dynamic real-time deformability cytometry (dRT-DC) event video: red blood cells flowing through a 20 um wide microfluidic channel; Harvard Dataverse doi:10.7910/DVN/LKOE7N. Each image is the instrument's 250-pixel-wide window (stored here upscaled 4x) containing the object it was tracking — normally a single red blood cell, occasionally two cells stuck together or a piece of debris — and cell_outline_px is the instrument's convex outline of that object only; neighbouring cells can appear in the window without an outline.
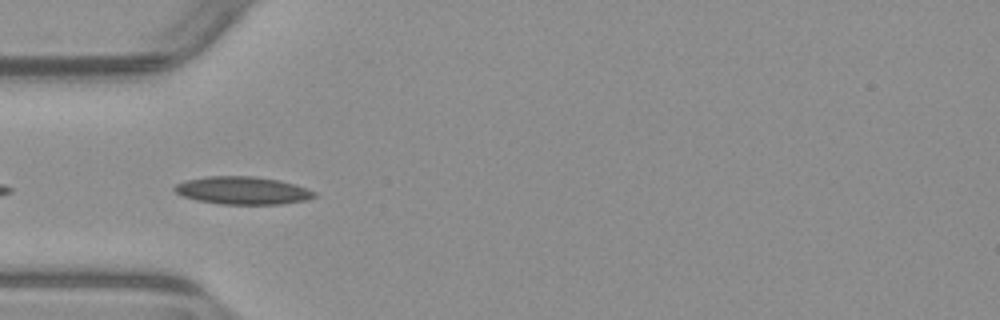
{"species": "common noctule bat (a hibernating species)", "species_latin": "Nyctalus noctula", "temperature_condition": "warm", "stored_images_in_passage": 24, "camera_frame_rate_fps": 3000, "um_per_image_px": 0.085, "animal": {"sex": "male", "body_mass_g": 23.1, "forearm_length_mm": 52.7}, "frame": {"image": 1, "passage_image": 2, "time_ms": 0.333, "image_size_px": [1000, 320], "cell_outline_px": [[316, 196], [304, 200], [280, 204], [220, 204], [196, 200], [184, 196], [176, 192], [172, 188], [176, 184], [184, 180], [208, 176], [256, 176], [280, 180], [296, 184], [308, 188], [316, 192]], "centroid_in_image_um": [20.62, 16.18], "position_along_channel_um": 64.4, "area_um2": 22.72}}
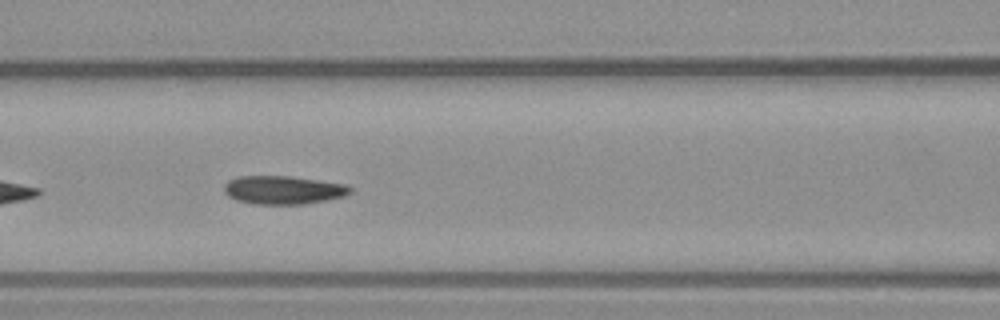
{"frame": {"image": 2, "passage_image": 8, "time_ms": 2.333, "image_size_px": [1000, 320], "cell_outline_px": [[352, 192], [344, 196], [328, 200], [304, 204], [252, 204], [236, 200], [228, 196], [224, 192], [224, 184], [228, 180], [236, 176], [292, 176], [348, 184], [352, 188]], "centroid_in_image_um": [24.08, 16.14], "position_along_channel_um": 142.5, "area_um2": 21.21}}
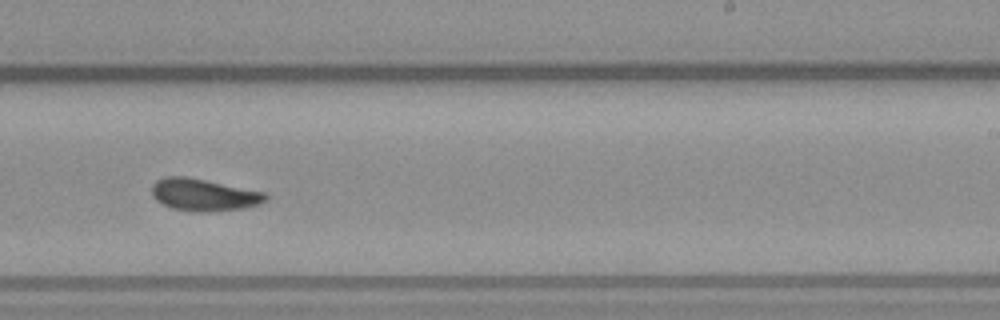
{"frame": {"image": 3, "passage_image": 18, "time_ms": 5.667, "image_size_px": [1000, 320], "cell_outline_px": [[268, 200], [260, 204], [244, 208], [200, 212], [196, 212], [172, 208], [156, 200], [152, 196], [152, 184], [156, 180], [164, 176], [184, 176], [264, 192], [268, 196]], "centroid_in_image_um": [17.3, 16.56], "position_along_channel_um": 271.7, "area_um2": 21.15}}